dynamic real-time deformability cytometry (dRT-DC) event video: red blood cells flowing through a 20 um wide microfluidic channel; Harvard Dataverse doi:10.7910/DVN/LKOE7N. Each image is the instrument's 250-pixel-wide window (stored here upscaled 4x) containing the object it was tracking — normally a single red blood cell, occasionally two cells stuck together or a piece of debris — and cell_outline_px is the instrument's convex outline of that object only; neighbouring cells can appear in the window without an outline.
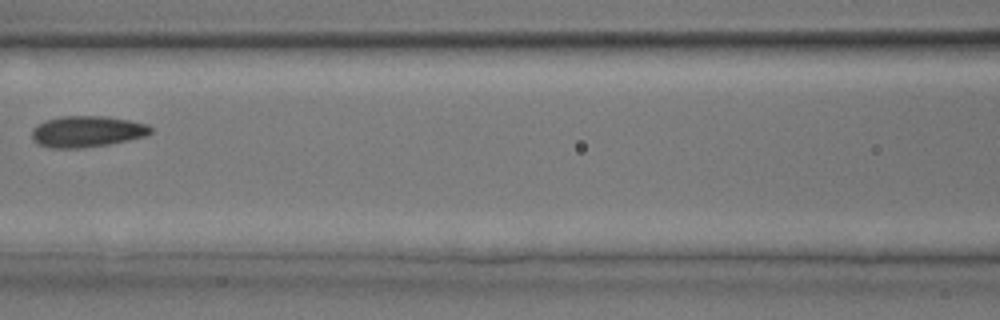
{"species": "common noctule bat (a hibernating species)", "species_latin": "Nyctalus noctula", "temperature_condition": "room temperature", "stored_images_in_passage": 4, "camera_frame_rate_fps": 3000, "um_per_image_px": 0.085, "animal": {"sex": "male", "body_mass_g": 17.9, "forearm_length_mm": 54.2}, "frame": {"image": 1, "passage_image": 4, "time_ms": 4.333, "image_size_px": [1000, 320], "cell_outline_px": [[152, 132], [144, 136], [128, 140], [108, 144], [84, 148], [52, 148], [36, 144], [32, 140], [32, 128], [36, 124], [44, 120], [60, 116], [104, 116], [128, 120], [148, 124], [152, 128]], "centroid_in_image_um": [7.34, 11.18], "position_along_channel_um": 159.3, "area_um2": 21.79}}